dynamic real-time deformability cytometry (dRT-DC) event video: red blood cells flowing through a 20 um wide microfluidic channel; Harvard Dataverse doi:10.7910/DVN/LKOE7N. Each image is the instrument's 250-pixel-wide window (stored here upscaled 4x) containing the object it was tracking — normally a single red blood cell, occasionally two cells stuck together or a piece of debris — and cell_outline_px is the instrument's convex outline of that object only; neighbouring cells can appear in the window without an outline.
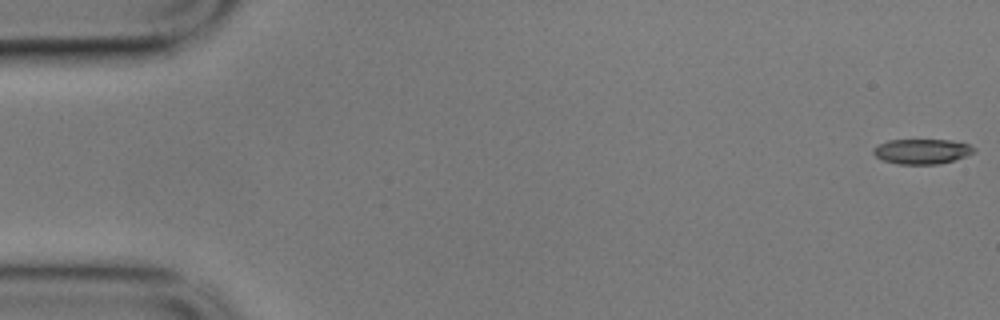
{"species": "common noctule bat (a hibernating species)", "species_latin": "Nyctalus noctula", "temperature_condition": "cold", "stored_images_in_passage": 58, "camera_frame_rate_fps": 3000, "um_per_image_px": 0.085, "animal": {"sex": "male", "body_mass_g": 17.9}, "frame": {"image": 1, "passage_image": 1, "time_ms": 0.0, "image_size_px": [1000, 320], "cell_outline_px": [[976, 152], [940, 164], [900, 164], [880, 160], [872, 152], [872, 148], [888, 140], [948, 140], [968, 144], [976, 148]], "centroid_in_image_um": [78.34, 12.87], "position_along_channel_um": 6.7, "area_um2": 14.62}}
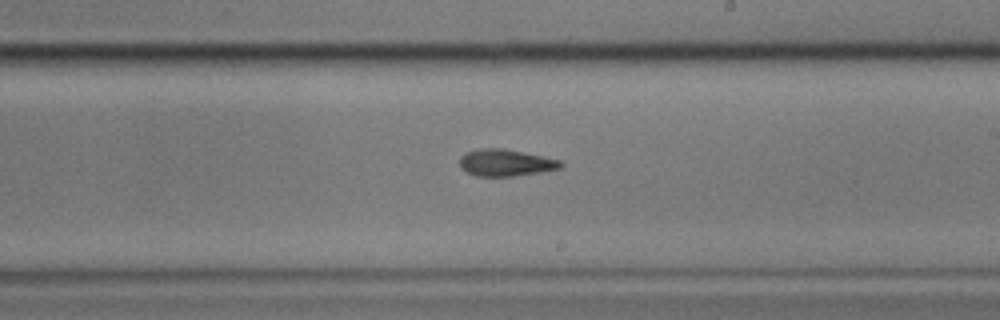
{"frame": {"image": 2, "passage_image": 33, "time_ms": 10.667, "image_size_px": [1000, 320], "cell_outline_px": [[564, 164], [560, 168], [540, 172], [516, 176], [476, 176], [460, 168], [460, 156], [468, 152], [480, 148], [504, 148], [544, 156], [560, 160]], "centroid_in_image_um": [42.99, 13.83], "position_along_channel_um": 246.0, "area_um2": 15.84}}
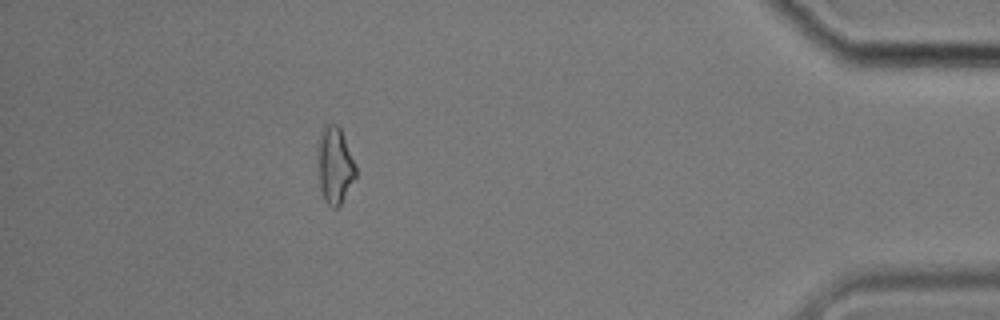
{"frame": {"image": 3, "passage_image": 51, "time_ms": 16.667, "image_size_px": [1000, 320], "cell_outline_px": [[356, 176], [340, 204], [336, 208], [332, 208], [324, 200], [320, 188], [316, 148], [316, 144], [320, 132], [324, 124], [336, 124], [340, 128], [356, 164]], "centroid_in_image_um": [28.42, 14.01], "position_along_channel_um": 406.8, "area_um2": 17.22}, "authors_computed_cell_mechanics": {"area_um2": 15.895, "velocity_mm_per_s": 3.527, "shape_relaxation_time_tau1_ms": 6.7799, "shape_relaxation_time_tau2_ms": 4.2639, "deformation_change_tau1": 0.1357, "deformation_change_tau2": 0.1134}}